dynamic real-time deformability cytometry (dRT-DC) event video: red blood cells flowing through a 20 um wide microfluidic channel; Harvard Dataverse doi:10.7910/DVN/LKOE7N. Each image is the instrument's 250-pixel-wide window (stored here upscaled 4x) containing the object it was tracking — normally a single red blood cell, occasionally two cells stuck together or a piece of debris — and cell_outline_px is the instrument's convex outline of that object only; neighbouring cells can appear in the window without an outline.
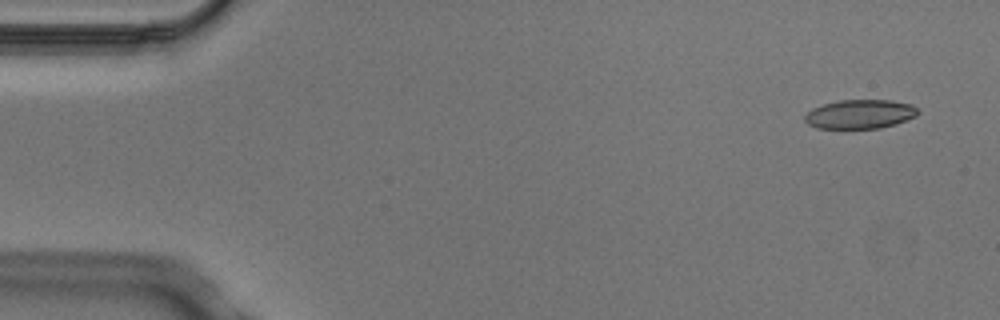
{"species": "Egyptian fruit bat (a non-hibernating species)", "species_latin": "Rousettus aegyptiacus", "temperature_condition": "cold", "stored_images_in_passage": 6, "camera_frame_rate_fps": 3000, "um_per_image_px": 0.085, "animal": {"sex": "male"}, "frame": {"image": 1, "passage_image": 1, "time_ms": 0.0, "image_size_px": [1000, 320], "cell_outline_px": [[920, 112], [916, 116], [896, 124], [880, 128], [816, 128], [808, 124], [804, 120], [804, 116], [812, 108], [824, 104], [840, 100], [892, 100], [912, 104]], "centroid_in_image_um": [73.11, 9.7], "position_along_channel_um": 11.9, "area_um2": 19.19}}
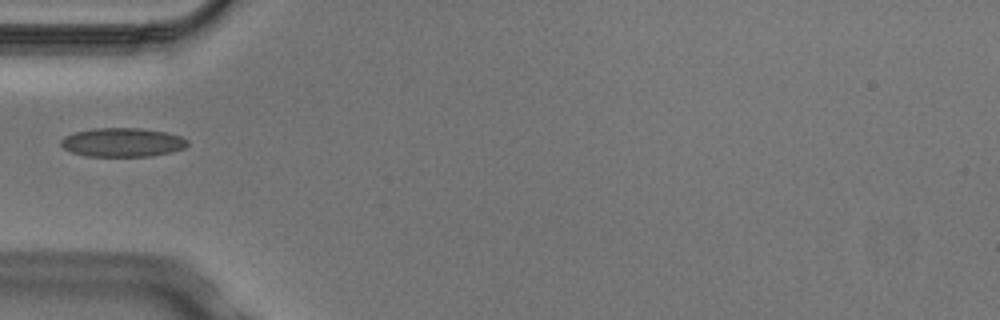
{"frame": {"image": 2, "passage_image": 5, "time_ms": 1.333, "image_size_px": [1000, 320], "cell_outline_px": [[188, 144], [184, 148], [172, 152], [152, 156], [84, 156], [72, 152], [64, 148], [60, 144], [60, 140], [64, 136], [76, 132], [92, 128], [140, 128], [164, 132], [180, 136], [188, 140]], "centroid_in_image_um": [10.4, 12.1], "position_along_channel_um": 74.6, "area_um2": 21.33}}
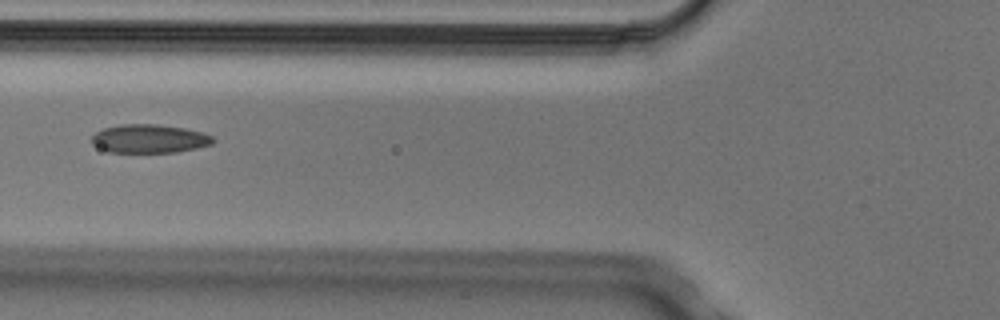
{"frame": {"image": 3, "passage_image": 6, "time_ms": 1.667, "image_size_px": [1000, 320], "cell_outline_px": [[216, 140], [212, 144], [196, 148], [176, 152], [108, 152], [92, 144], [92, 136], [96, 132], [104, 128], [120, 124], [156, 124], [184, 128], [204, 132], [212, 136]], "centroid_in_image_um": [12.71, 11.78], "position_along_channel_um": 113.1, "area_um2": 20.23}}